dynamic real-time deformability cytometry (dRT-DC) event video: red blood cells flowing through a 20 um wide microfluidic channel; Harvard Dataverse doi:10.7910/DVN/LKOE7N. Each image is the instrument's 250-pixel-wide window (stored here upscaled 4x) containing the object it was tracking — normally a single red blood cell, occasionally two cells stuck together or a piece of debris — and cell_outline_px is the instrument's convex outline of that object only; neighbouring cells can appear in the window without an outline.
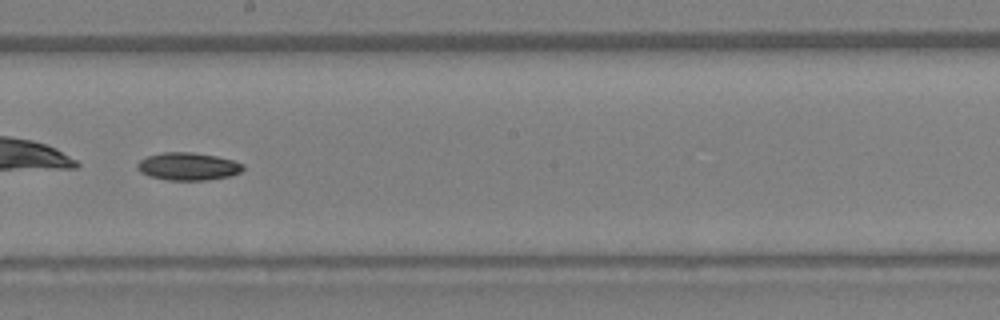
{"species": "Egyptian fruit bat (a non-hibernating species)", "species_latin": "Rousettus aegyptiacus", "temperature_condition": "warm", "stored_images_in_passage": 41, "segment_of_instrument_passage": [2, 2], "camera_frame_rate_fps": 3000, "um_per_image_px": 0.085, "animal": {"sex": "female"}, "frame": {"image": 1, "passage_image": 24, "time_ms": 7.667, "image_size_px": [1000, 320], "cell_outline_px": [[244, 168], [240, 172], [232, 176], [208, 180], [168, 180], [148, 176], [140, 172], [136, 168], [136, 164], [140, 160], [148, 156], [164, 152], [192, 152], [216, 156], [232, 160], [244, 164]], "centroid_in_image_um": [15.98, 14.15], "position_along_channel_um": 232.2, "area_um2": 17.17}}
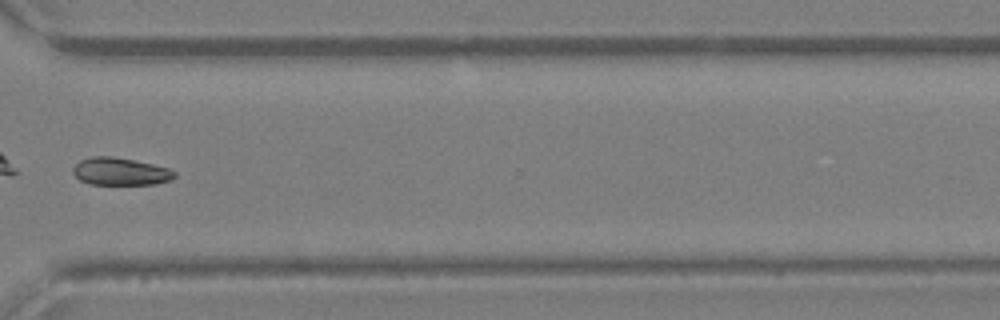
{"frame": {"image": 2, "passage_image": 32, "time_ms": 10.333, "image_size_px": [1000, 320], "cell_outline_px": [[176, 176], [168, 180], [156, 184], [92, 184], [80, 180], [72, 172], [72, 168], [80, 160], [92, 156], [108, 156], [132, 160], [152, 164], [168, 168], [176, 172]], "centroid_in_image_um": [10.21, 14.58], "position_along_channel_um": 360.4, "area_um2": 16.07}}